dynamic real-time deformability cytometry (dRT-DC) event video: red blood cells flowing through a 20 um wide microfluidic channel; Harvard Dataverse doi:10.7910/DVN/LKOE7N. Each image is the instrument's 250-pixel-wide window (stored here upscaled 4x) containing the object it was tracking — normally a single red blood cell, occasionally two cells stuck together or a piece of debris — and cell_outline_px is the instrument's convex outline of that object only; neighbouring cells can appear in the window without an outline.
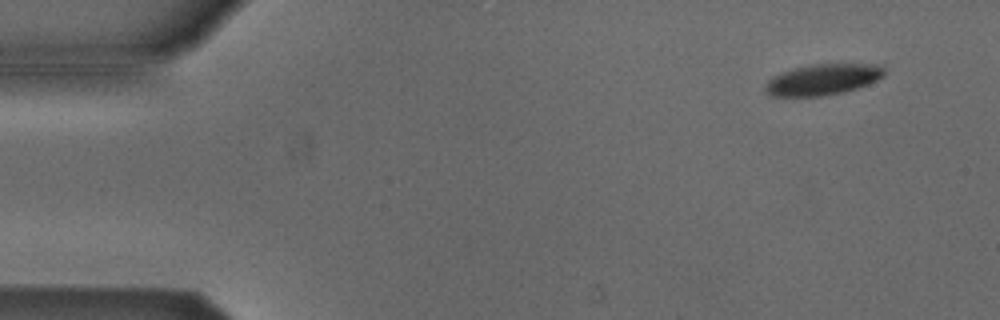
{"species": "Egyptian fruit bat (a non-hibernating species)", "species_latin": "Rousettus aegyptiacus", "temperature_condition": "cold", "stored_images_in_passage": 3, "segment_of_instrument_passage": [2, 2], "camera_frame_rate_fps": 3000, "um_per_image_px": 0.085, "animal": {"sex": "male"}, "frame": {"image": 1, "passage_image": 3, "time_ms": 3.333, "image_size_px": [1000, 320], "cell_outline_px": [[888, 72], [884, 76], [868, 84], [844, 92], [824, 96], [768, 96], [764, 92], [764, 84], [772, 76], [780, 72], [808, 64], [880, 64]], "centroid_in_image_um": [69.91, 6.76], "position_along_channel_um": 15.1, "area_um2": 21.91}}